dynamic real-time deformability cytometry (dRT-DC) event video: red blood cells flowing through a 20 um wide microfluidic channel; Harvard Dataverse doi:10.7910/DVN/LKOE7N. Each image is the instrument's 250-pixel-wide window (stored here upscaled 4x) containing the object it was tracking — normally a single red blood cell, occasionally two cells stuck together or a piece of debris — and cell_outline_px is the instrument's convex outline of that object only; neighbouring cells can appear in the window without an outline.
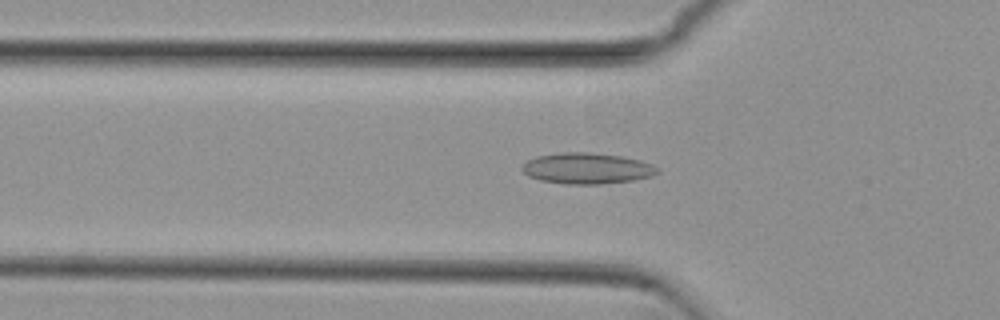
{"species": "common noctule bat (a hibernating species)", "species_latin": "Nyctalus noctula", "temperature_condition": "cold", "stored_images_in_passage": 39, "camera_frame_rate_fps": 3000, "um_per_image_px": 0.085, "animal": {"sex": "female", "body_mass_g": 29.2, "forearm_length_mm": 56.3}, "frame": {"image": 1, "passage_image": 4, "time_ms": 1.0, "image_size_px": [1000, 320], "cell_outline_px": [[660, 172], [652, 176], [632, 180], [600, 184], [564, 184], [540, 180], [528, 176], [520, 168], [528, 160], [536, 156], [560, 152], [592, 152], [624, 156], [640, 160], [652, 164], [660, 168]], "centroid_in_image_um": [49.91, 14.3], "position_along_channel_um": 75.9, "area_um2": 24.68}}
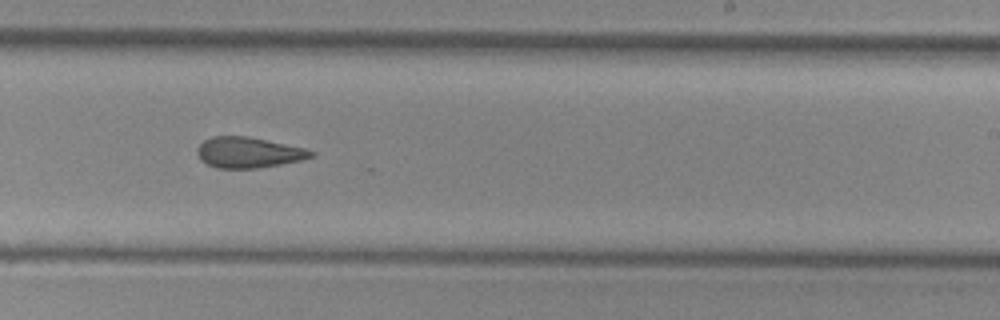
{"frame": {"image": 2, "passage_image": 19, "time_ms": 6.0, "image_size_px": [1000, 320], "cell_outline_px": [[316, 152], [312, 156], [300, 160], [260, 168], [216, 168], [200, 160], [196, 152], [196, 148], [204, 140], [212, 136], [248, 136], [268, 140], [304, 148]], "centroid_in_image_um": [21.08, 12.96], "position_along_channel_um": 267.9, "area_um2": 20.35}}
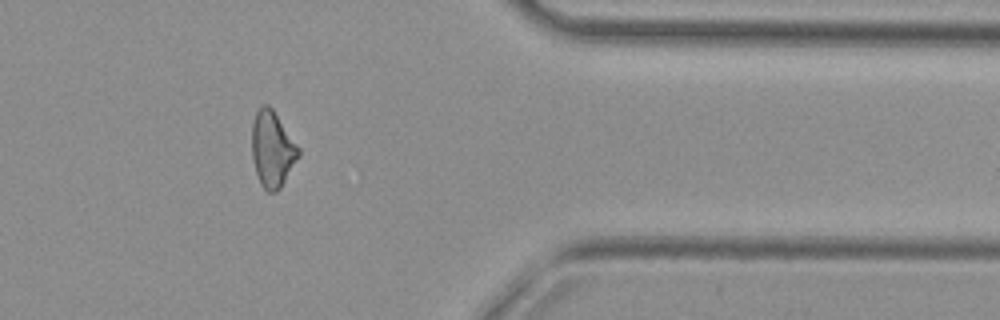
{"frame": {"image": 3, "passage_image": 30, "time_ms": 9.667, "image_size_px": [1000, 320], "cell_outline_px": [[300, 156], [280, 188], [276, 192], [268, 192], [260, 184], [256, 172], [252, 156], [252, 124], [256, 112], [264, 104], [268, 104], [272, 108], [300, 148]], "centroid_in_image_um": [23.15, 12.69], "position_along_channel_um": 388.2, "area_um2": 20.58}}